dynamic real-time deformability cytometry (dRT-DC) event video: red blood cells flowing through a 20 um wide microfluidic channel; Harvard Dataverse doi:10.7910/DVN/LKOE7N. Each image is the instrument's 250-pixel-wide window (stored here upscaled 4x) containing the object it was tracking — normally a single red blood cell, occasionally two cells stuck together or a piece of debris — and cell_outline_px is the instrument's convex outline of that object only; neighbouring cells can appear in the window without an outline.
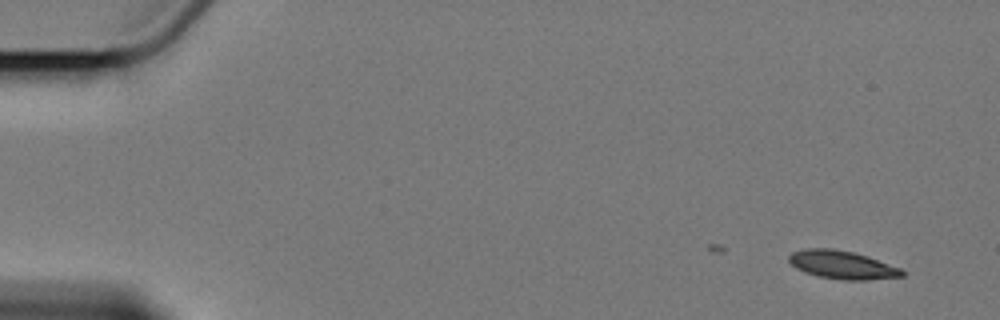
{"species": "Egyptian fruit bat (a non-hibernating species)", "species_latin": "Rousettus aegyptiacus", "temperature_condition": "cold", "stored_images_in_passage": 2, "camera_frame_rate_fps": 3000, "um_per_image_px": 0.085, "animal": {"sex": "female"}, "frame": {"image": 1, "passage_image": 2, "time_ms": 1.333, "image_size_px": [1000, 320], "cell_outline_px": [[904, 276], [868, 280], [844, 280], [820, 276], [796, 268], [788, 260], [788, 256], [792, 252], [804, 248], [832, 248], [852, 252], [868, 256], [900, 268], [904, 272]], "centroid_in_image_um": [71.59, 22.5], "position_along_channel_um": 13.4, "area_um2": 18.44}}